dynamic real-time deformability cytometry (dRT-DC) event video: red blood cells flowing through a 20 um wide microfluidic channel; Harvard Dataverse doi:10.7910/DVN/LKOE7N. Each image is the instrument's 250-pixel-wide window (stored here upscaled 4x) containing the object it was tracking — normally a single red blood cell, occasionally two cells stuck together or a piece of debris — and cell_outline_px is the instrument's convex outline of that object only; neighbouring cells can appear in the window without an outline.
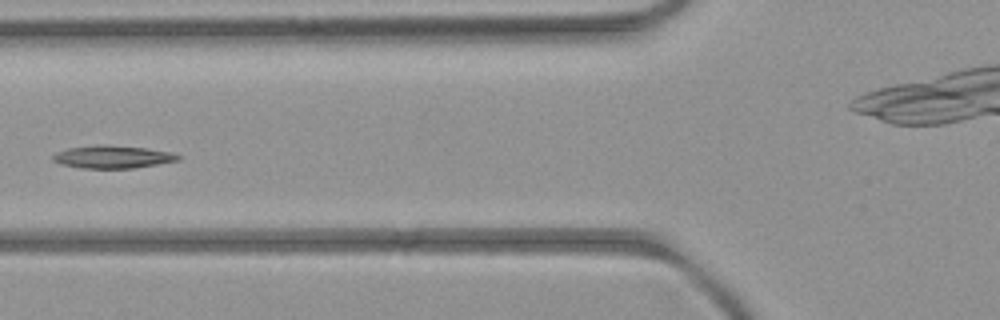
{"species": "common noctule bat (a hibernating species)", "species_latin": "Nyctalus noctula", "temperature_condition": "room temperature", "stored_images_in_passage": 7, "camera_frame_rate_fps": 3000, "um_per_image_px": 0.085, "animal": {"sex": "female", "body_mass_g": 21.9}, "frame": {"image": 1, "passage_image": 6, "time_ms": 5.667, "image_size_px": [1000, 320], "cell_outline_px": [[180, 160], [132, 168], [80, 168], [60, 164], [52, 160], [52, 156], [56, 152], [68, 148], [104, 144], [148, 148], [172, 152], [180, 156]], "centroid_in_image_um": [9.56, 13.33], "position_along_channel_um": 116.2, "area_um2": 16.59}}
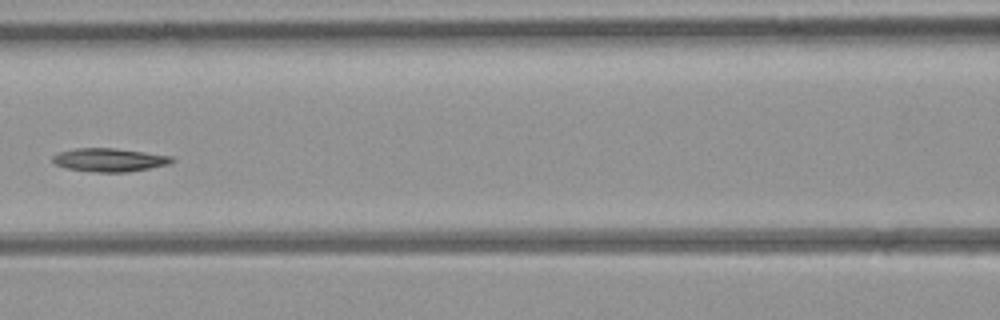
{"frame": {"image": 2, "passage_image": 7, "time_ms": 6.667, "image_size_px": [1000, 320], "cell_outline_px": [[176, 160], [168, 164], [128, 172], [96, 172], [64, 168], [52, 164], [52, 156], [60, 152], [76, 148], [116, 148], [172, 156]], "centroid_in_image_um": [9.26, 13.59], "position_along_channel_um": 157.3, "area_um2": 16.3}}